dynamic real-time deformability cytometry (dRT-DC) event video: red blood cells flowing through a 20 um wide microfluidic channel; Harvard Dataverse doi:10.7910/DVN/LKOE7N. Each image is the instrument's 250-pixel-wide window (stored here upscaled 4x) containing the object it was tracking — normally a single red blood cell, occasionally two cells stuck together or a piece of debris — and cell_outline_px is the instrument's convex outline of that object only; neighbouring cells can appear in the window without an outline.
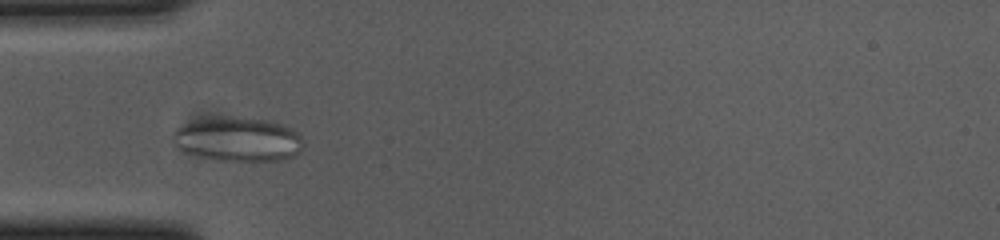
{"species": "common noctule bat (a hibernating species)", "species_latin": "Nyctalus noctula", "temperature_condition": "cold", "stored_images_in_passage": 51, "camera_frame_rate_fps": 3000, "um_per_image_px": 0.085, "animal": {"sex": "female", "body_mass_g": 23.0, "forearm_length_mm": 53.4}, "frame": {"image": 1, "passage_image": 11, "time_ms": 3.333, "image_size_px": [1000, 240], "cell_outline_px": [[304, 144], [300, 152], [284, 160], [220, 160], [188, 152], [176, 148], [172, 144], [172, 132], [176, 128], [184, 124], [196, 120], [268, 120], [284, 124], [292, 128], [300, 136]], "centroid_in_image_um": [20.24, 11.88], "position_along_channel_um": 64.8, "area_um2": 32.48}}
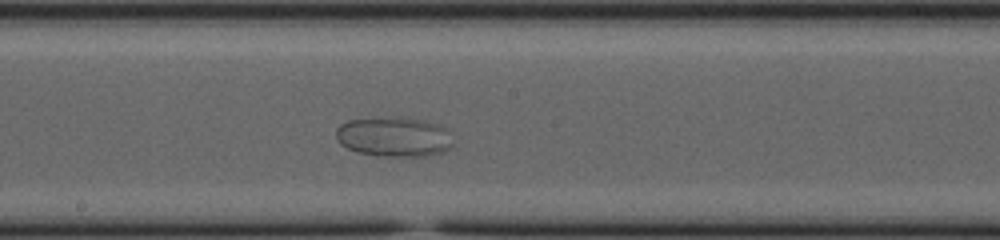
{"frame": {"image": 2, "passage_image": 24, "time_ms": 7.667, "image_size_px": [1000, 240], "cell_outline_px": [[452, 148], [444, 152], [424, 156], [384, 156], [356, 152], [340, 144], [336, 140], [336, 128], [340, 124], [348, 120], [396, 116], [400, 116], [428, 120], [440, 124], [448, 128], [452, 144]], "centroid_in_image_um": [33.52, 11.61], "position_along_channel_um": 214.7, "area_um2": 27.74}}
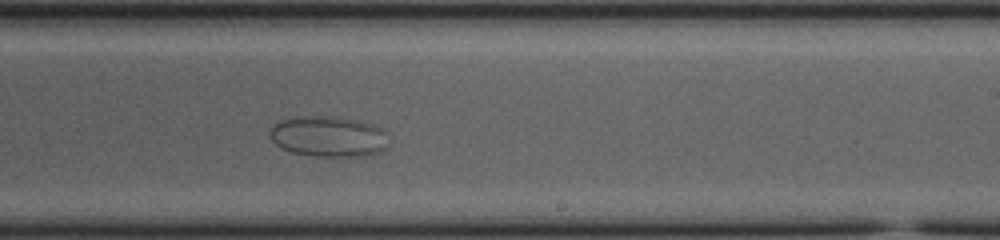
{"frame": {"image": 3, "passage_image": 28, "time_ms": 9.0, "image_size_px": [1000, 240], "cell_outline_px": [[388, 148], [380, 152], [368, 156], [312, 156], [292, 152], [280, 148], [272, 140], [268, 132], [280, 120], [296, 116], [336, 116], [356, 120], [372, 124], [384, 128], [388, 144]], "centroid_in_image_um": [27.94, 11.6], "position_along_channel_um": 261.1, "area_um2": 28.55}}